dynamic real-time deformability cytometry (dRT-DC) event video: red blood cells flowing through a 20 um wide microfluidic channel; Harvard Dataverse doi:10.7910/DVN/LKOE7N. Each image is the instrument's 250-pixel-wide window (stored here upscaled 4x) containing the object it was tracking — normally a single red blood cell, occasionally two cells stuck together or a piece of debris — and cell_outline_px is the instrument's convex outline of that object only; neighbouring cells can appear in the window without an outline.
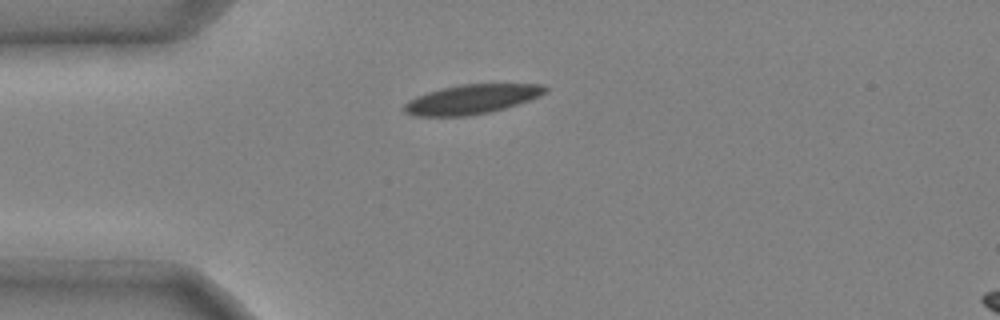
{"species": "common noctule bat (a hibernating species)", "species_latin": "Nyctalus noctula", "temperature_condition": "cold", "stored_images_in_passage": 31, "camera_frame_rate_fps": 3000, "um_per_image_px": 0.085, "animal": {"sex": "male", "body_mass_g": 20.4}, "frame": {"image": 1, "passage_image": 1, "time_ms": 0.0, "image_size_px": [1000, 320], "cell_outline_px": [[548, 92], [540, 96], [504, 108], [488, 112], [468, 116], [416, 116], [404, 112], [404, 104], [408, 100], [416, 96], [428, 92], [460, 84], [544, 84], [548, 88]], "centroid_in_image_um": [40.1, 8.43], "position_along_channel_um": 44.9, "area_um2": 24.04}}
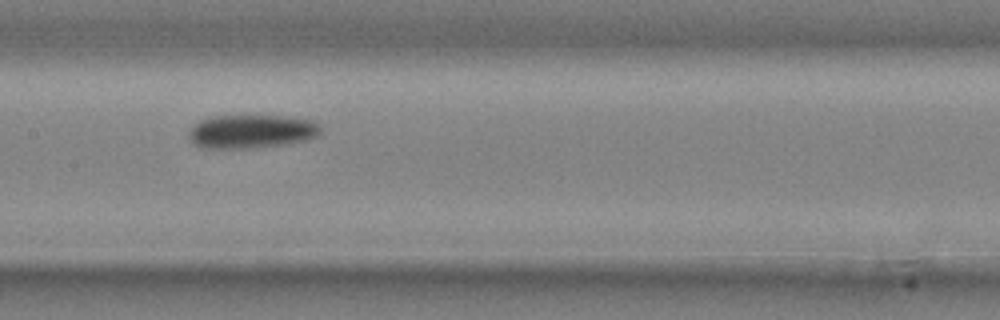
{"frame": {"image": 2, "passage_image": 13, "time_ms": 4.0, "image_size_px": [1000, 320], "cell_outline_px": [[320, 132], [316, 136], [304, 140], [284, 144], [248, 148], [200, 148], [192, 144], [188, 140], [188, 132], [192, 124], [200, 120], [212, 116], [288, 116], [312, 120], [320, 128]], "centroid_in_image_um": [21.27, 11.17], "position_along_channel_um": 186.1, "area_um2": 25.89}}
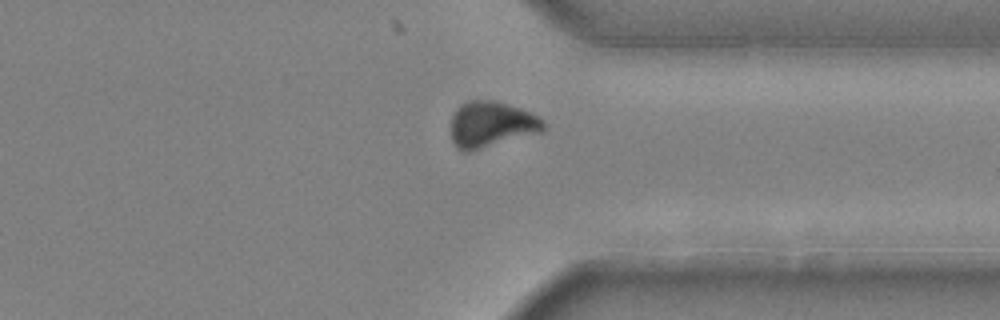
{"frame": {"image": 3, "passage_image": 27, "time_ms": 8.667, "image_size_px": [1000, 320], "cell_outline_px": [[544, 132], [468, 152], [464, 152], [456, 148], [452, 140], [452, 116], [456, 108], [460, 104], [468, 100], [492, 100], [520, 108], [544, 120]], "centroid_in_image_um": [41.75, 10.59], "position_along_channel_um": 369.6, "area_um2": 24.85}, "authors_computed_cell_mechanics": {"area_um2": 25.4898, "velocity_mm_per_s": 3.9615, "shape_relaxation_time_tau1_ms": 5.3167, "shape_relaxation_time_tau2_ms": null, "deformation_change_tau1": 0.1367, "deformation_change_tau2": null}}